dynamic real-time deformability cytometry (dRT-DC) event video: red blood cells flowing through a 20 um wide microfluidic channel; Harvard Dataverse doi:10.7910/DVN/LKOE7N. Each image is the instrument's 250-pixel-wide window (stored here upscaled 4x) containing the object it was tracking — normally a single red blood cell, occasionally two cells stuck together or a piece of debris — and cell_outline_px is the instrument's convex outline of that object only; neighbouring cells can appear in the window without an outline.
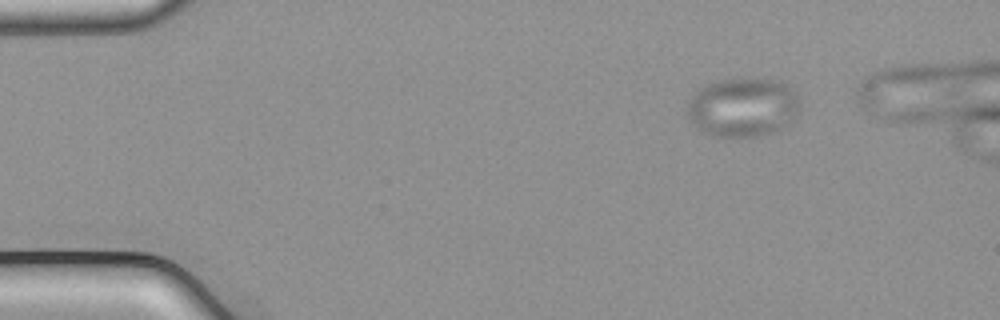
{"species": "common noctule bat (a hibernating species)", "species_latin": "Nyctalus noctula", "temperature_condition": "cold", "stored_images_in_passage": 41, "camera_frame_rate_fps": 3000, "um_per_image_px": 0.085, "animal": {"sex": "male", "body_mass_g": 21.5, "forearm_length_mm": 52.0}, "frame": {"image": 1, "passage_image": 1, "time_ms": 0.0, "image_size_px": [1000, 320], "cell_outline_px": [[800, 108], [780, 128], [772, 132], [756, 136], [712, 136], [700, 132], [688, 116], [688, 104], [692, 96], [700, 88], [708, 84], [720, 80], [776, 80], [784, 84], [796, 92], [800, 100]], "centroid_in_image_um": [63.11, 9.13], "position_along_channel_um": 21.9, "area_um2": 37.86}}
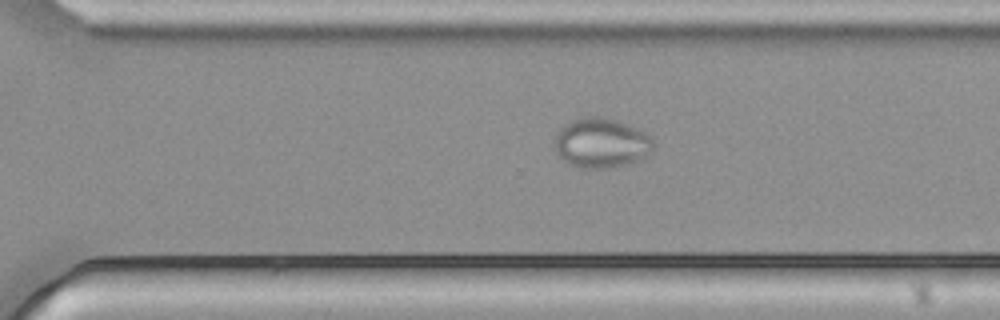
{"frame": {"image": 2, "passage_image": 31, "time_ms": 10.0, "image_size_px": [1000, 320], "cell_outline_px": [[656, 148], [648, 156], [640, 160], [628, 164], [608, 168], [576, 168], [568, 164], [556, 152], [556, 136], [560, 128], [564, 124], [580, 116], [600, 116], [616, 120], [628, 124], [652, 136]], "centroid_in_image_um": [51.15, 12.16], "position_along_channel_um": 319.4, "area_um2": 29.13}}
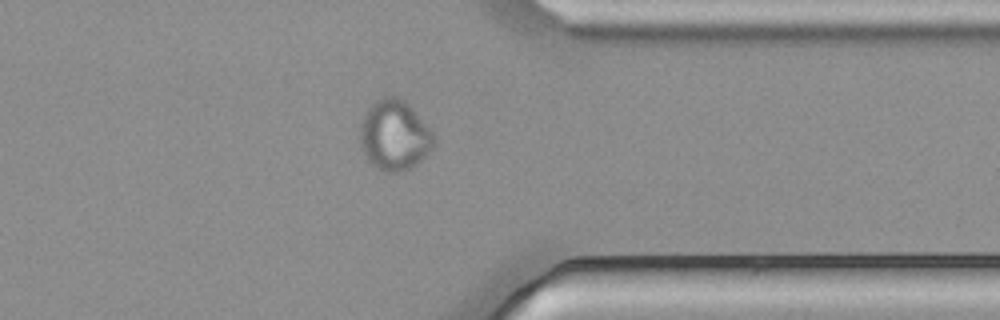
{"frame": {"image": 3, "passage_image": 36, "time_ms": 11.667, "image_size_px": [1000, 320], "cell_outline_px": [[436, 144], [416, 164], [408, 168], [396, 172], [384, 172], [376, 168], [368, 160], [364, 152], [360, 140], [360, 128], [364, 112], [376, 100], [384, 96], [396, 96], [404, 100], [412, 108], [436, 136]], "centroid_in_image_um": [33.53, 11.48], "position_along_channel_um": 377.9, "area_um2": 30.06}}